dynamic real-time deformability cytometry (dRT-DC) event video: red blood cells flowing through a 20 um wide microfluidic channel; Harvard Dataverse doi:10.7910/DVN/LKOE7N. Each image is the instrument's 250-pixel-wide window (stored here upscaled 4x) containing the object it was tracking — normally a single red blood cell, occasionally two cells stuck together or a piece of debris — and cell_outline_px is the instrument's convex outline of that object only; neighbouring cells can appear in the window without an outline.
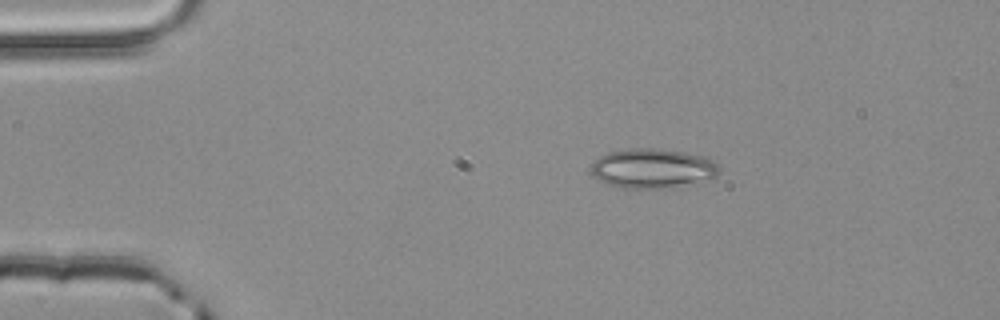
{"species": "common noctule bat (a hibernating species)", "species_latin": "Nyctalus noctula", "temperature_condition": "room temperature", "stored_images_in_passage": 2, "camera_frame_rate_fps": 3000, "um_per_image_px": 0.085, "animal": {"sex": "male", "body_mass_g": 20.4}, "frame": {"image": 1, "passage_image": 1, "time_ms": 0.0, "image_size_px": [1000, 320], "cell_outline_px": [[720, 172], [716, 176], [660, 188], [620, 188], [604, 184], [592, 176], [592, 164], [600, 156], [608, 152], [632, 148], [660, 148], [684, 152], [704, 156], [712, 160], [720, 168]], "centroid_in_image_um": [55.39, 14.29], "position_along_channel_um": 29.6, "area_um2": 29.13}}